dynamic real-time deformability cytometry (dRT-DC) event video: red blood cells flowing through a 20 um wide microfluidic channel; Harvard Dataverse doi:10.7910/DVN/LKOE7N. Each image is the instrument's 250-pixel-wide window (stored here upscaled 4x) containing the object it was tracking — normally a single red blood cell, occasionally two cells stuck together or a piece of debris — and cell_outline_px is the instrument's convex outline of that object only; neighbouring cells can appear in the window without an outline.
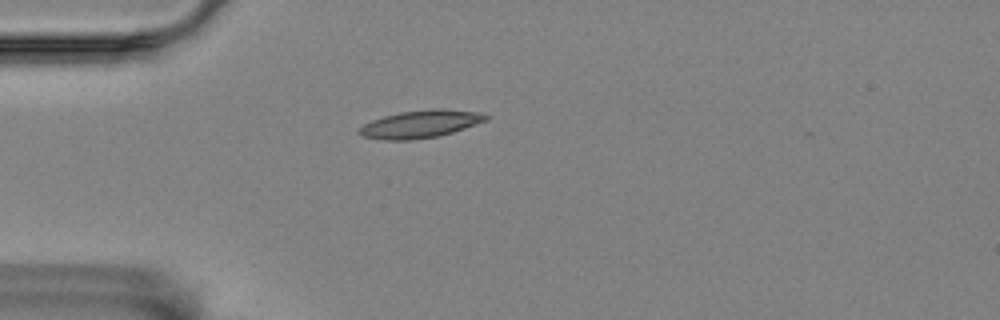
{"species": "Egyptian fruit bat (a non-hibernating species)", "species_latin": "Rousettus aegyptiacus", "temperature_condition": "room temperature", "stored_images_in_passage": 14, "camera_frame_rate_fps": 3000, "um_per_image_px": 0.085, "animal": {"sex": "female"}, "frame": {"image": 1, "passage_image": 3, "time_ms": 0.667, "image_size_px": [1000, 320], "cell_outline_px": [[488, 120], [452, 132], [436, 136], [412, 140], [380, 140], [364, 136], [356, 132], [364, 124], [372, 120], [384, 116], [400, 112], [432, 108], [444, 108], [480, 112], [488, 116]], "centroid_in_image_um": [35.73, 10.53], "position_along_channel_um": 49.3, "area_um2": 20.4}}
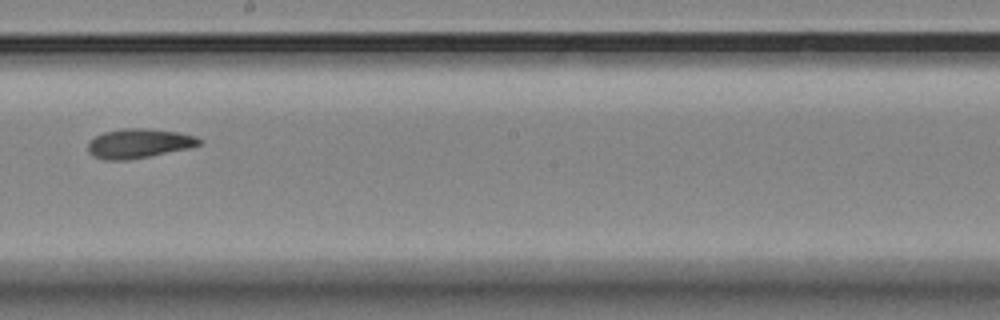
{"frame": {"image": 2, "passage_image": 8, "time_ms": 2.333, "image_size_px": [1000, 320], "cell_outline_px": [[204, 140], [200, 144], [188, 148], [128, 160], [104, 160], [92, 156], [88, 152], [88, 140], [104, 132], [120, 128], [148, 128], [176, 132], [196, 136]], "centroid_in_image_um": [11.76, 12.18], "position_along_channel_um": 236.4, "area_um2": 19.13}}
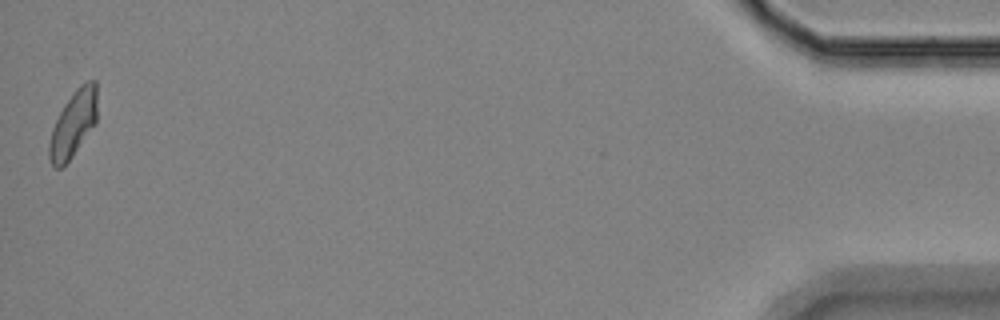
{"frame": {"image": 3, "passage_image": 14, "time_ms": 4.333, "image_size_px": [1000, 320], "cell_outline_px": [[96, 124], [72, 156], [60, 168], [56, 168], [52, 164], [48, 156], [48, 144], [52, 128], [64, 104], [76, 88], [80, 84], [88, 80], [96, 80]], "centroid_in_image_um": [6.22, 10.52], "position_along_channel_um": 429.0, "area_um2": 18.44}}